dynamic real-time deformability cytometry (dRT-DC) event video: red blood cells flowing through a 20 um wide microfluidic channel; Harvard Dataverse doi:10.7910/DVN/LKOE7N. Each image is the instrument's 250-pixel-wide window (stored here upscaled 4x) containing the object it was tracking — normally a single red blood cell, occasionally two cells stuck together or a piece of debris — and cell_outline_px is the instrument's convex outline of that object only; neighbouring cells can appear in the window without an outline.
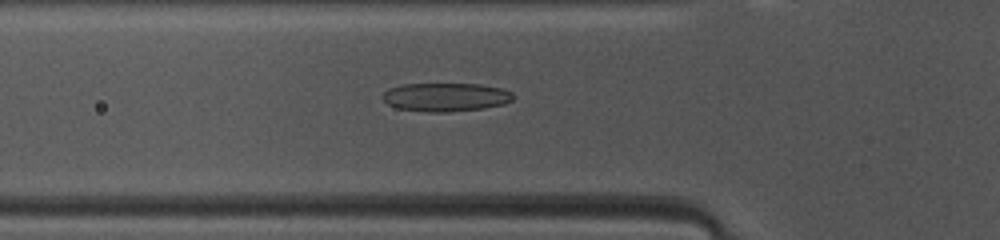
{"species": "common noctule bat (a hibernating species)", "species_latin": "Nyctalus noctula", "temperature_condition": "warm", "stored_images_in_passage": 39, "camera_frame_rate_fps": 3000, "um_per_image_px": 0.085, "animal": {"sex": "female", "body_mass_g": 10.0, "forearm_length_mm": 53.1}, "frame": {"image": 1, "passage_image": 6, "time_ms": 1.667, "image_size_px": [1000, 240], "cell_outline_px": [[512, 100], [504, 104], [480, 108], [444, 112], [428, 112], [396, 108], [388, 104], [380, 96], [388, 88], [404, 84], [480, 84], [504, 88], [512, 92]], "centroid_in_image_um": [37.85, 8.24], "position_along_channel_um": 87.9, "area_um2": 21.68}}
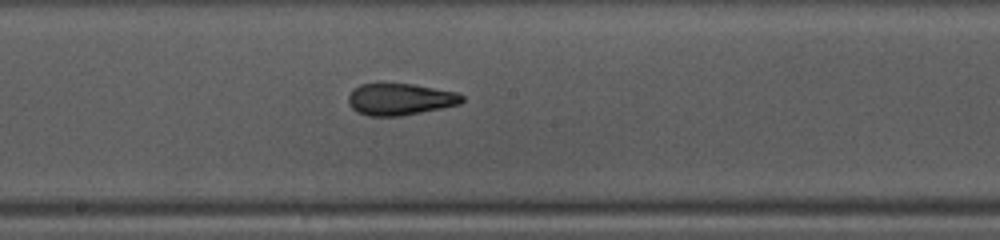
{"frame": {"image": 2, "passage_image": 15, "time_ms": 4.667, "image_size_px": [1000, 240], "cell_outline_px": [[464, 100], [460, 104], [400, 116], [368, 116], [356, 112], [348, 104], [348, 96], [352, 88], [360, 84], [376, 80], [412, 84], [456, 92], [464, 96]], "centroid_in_image_um": [33.91, 8.39], "position_along_channel_um": 214.3, "area_um2": 21.73}}
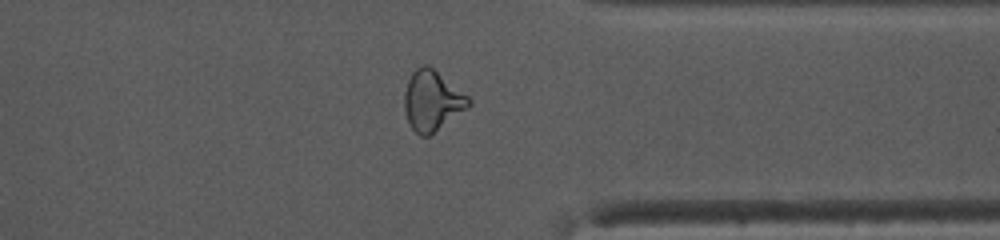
{"frame": {"image": 3, "passage_image": 27, "time_ms": 8.667, "image_size_px": [1000, 240], "cell_outline_px": [[472, 104], [468, 108], [428, 136], [420, 136], [408, 124], [404, 108], [404, 92], [408, 80], [412, 72], [416, 68], [424, 64], [428, 64], [468, 96], [472, 100]], "centroid_in_image_um": [36.72, 8.55], "position_along_channel_um": 374.7, "area_um2": 22.48}, "authors_computed_cell_mechanics": {"area_um2": 21.675, "velocity_mm_per_s": 4.1784, "shape_relaxation_time_tau1_ms": 10.9582, "shape_relaxation_time_tau2_ms": 1.8908, "deformation_change_tau1": 0.2832, "deformation_change_tau2": 0.1076}}